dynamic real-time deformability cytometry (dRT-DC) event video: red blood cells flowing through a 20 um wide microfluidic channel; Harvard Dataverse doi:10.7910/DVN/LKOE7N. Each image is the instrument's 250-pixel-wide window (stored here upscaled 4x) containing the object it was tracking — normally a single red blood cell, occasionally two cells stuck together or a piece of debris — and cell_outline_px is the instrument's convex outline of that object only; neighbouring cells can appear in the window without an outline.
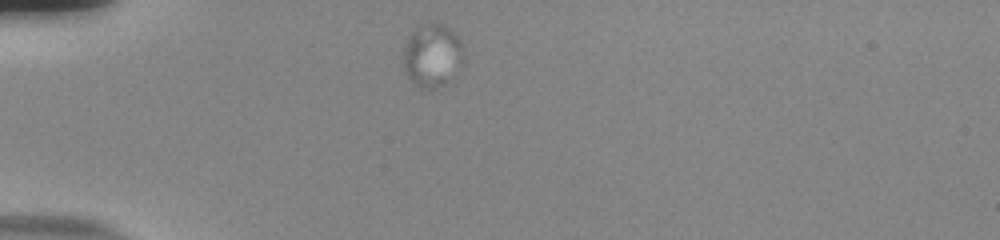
{"species": "human", "species_latin": "Homo sapiens", "temperature_condition": "room temperature", "stored_images_in_passage": 17, "camera_frame_rate_fps": 3000, "um_per_image_px": 0.085, "donor": {"sex": "male"}, "frame": {"image": 1, "passage_image": 1, "time_ms": 0.0, "image_size_px": [1000, 240], "cell_outline_px": [[464, 56], [444, 80], [432, 88], [420, 88], [408, 76], [404, 68], [404, 48], [416, 24], [428, 20], [436, 20], [444, 24], [456, 32], [460, 36]], "centroid_in_image_um": [36.71, 4.53], "position_along_channel_um": 48.3, "area_um2": 21.73}}
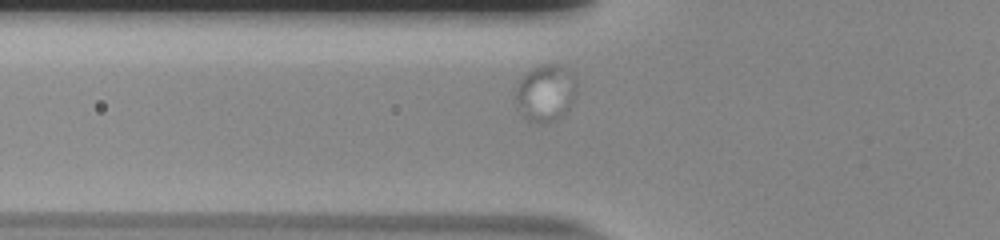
{"frame": {"image": 2, "passage_image": 7, "time_ms": 2.0, "image_size_px": [1000, 240], "cell_outline_px": [[576, 96], [572, 104], [556, 120], [548, 124], [528, 120], [520, 116], [516, 108], [516, 88], [520, 76], [532, 68], [544, 64], [568, 64], [576, 72]], "centroid_in_image_um": [46.4, 7.85], "position_along_channel_um": 79.4, "area_um2": 21.21}}
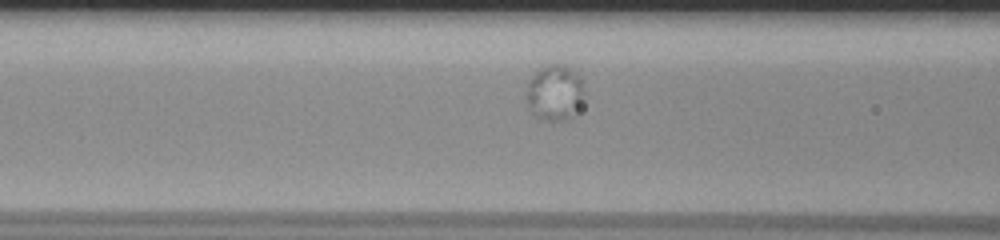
{"frame": {"image": 3, "passage_image": 11, "time_ms": 3.333, "image_size_px": [1000, 240], "cell_outline_px": [[584, 96], [580, 108], [576, 116], [568, 120], [548, 120], [536, 116], [528, 108], [524, 92], [528, 80], [540, 68], [548, 64], [564, 64], [576, 72], [580, 76], [584, 84]], "centroid_in_image_um": [47.17, 7.88], "position_along_channel_um": 119.4, "area_um2": 19.48}}